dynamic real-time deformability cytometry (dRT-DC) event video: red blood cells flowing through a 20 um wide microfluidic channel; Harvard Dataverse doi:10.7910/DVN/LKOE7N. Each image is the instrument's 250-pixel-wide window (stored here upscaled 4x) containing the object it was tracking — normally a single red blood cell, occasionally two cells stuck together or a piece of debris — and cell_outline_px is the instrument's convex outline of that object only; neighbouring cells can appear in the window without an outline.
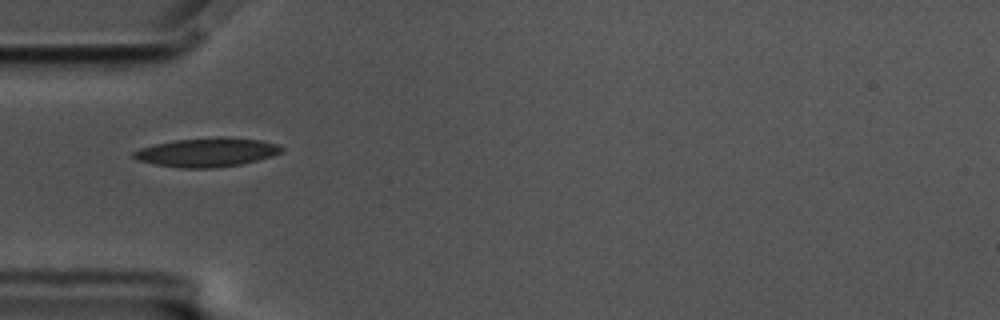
{"species": "common noctule bat (a hibernating species)", "species_latin": "Nyctalus noctula", "temperature_condition": "cold", "stored_images_in_passage": 40, "camera_frame_rate_fps": 3000, "um_per_image_px": 0.085, "animal": {"sex": "male", "body_mass_g": 17.5, "forearm_length_mm": 52.3}, "frame": {"image": 1, "passage_image": 1, "time_ms": 0.0, "image_size_px": [1000, 320], "cell_outline_px": [[284, 152], [272, 156], [240, 164], [212, 168], [180, 168], [156, 164], [136, 160], [132, 156], [132, 152], [140, 148], [156, 144], [176, 140], [220, 136], [228, 136], [260, 140], [280, 144], [284, 148]], "centroid_in_image_um": [17.63, 12.93], "position_along_channel_um": 67.4, "area_um2": 25.09}}
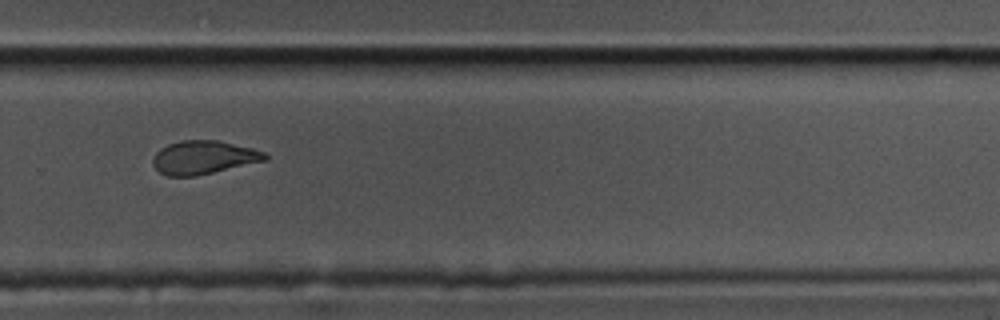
{"frame": {"image": 2, "passage_image": 22, "time_ms": 7.0, "image_size_px": [1000, 320], "cell_outline_px": [[268, 160], [196, 176], [168, 176], [160, 172], [152, 164], [152, 156], [160, 148], [168, 144], [180, 140], [216, 140], [252, 148], [264, 152], [268, 156]], "centroid_in_image_um": [17.28, 13.38], "position_along_channel_um": 312.5, "area_um2": 21.91}}
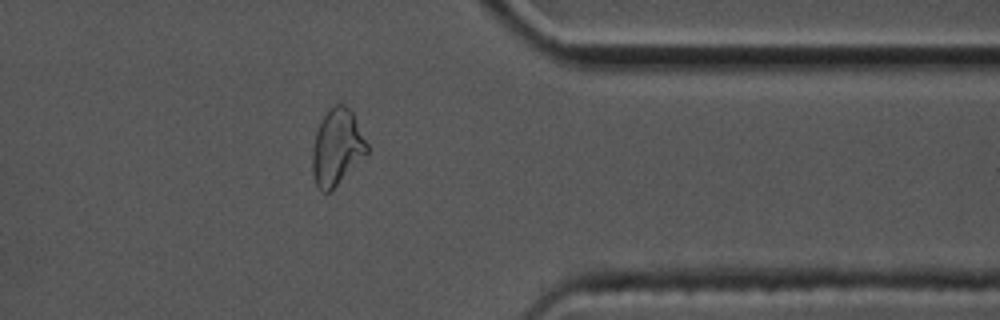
{"frame": {"image": 3, "passage_image": 29, "time_ms": 9.333, "image_size_px": [1000, 320], "cell_outline_px": [[368, 152], [328, 192], [320, 192], [316, 184], [312, 172], [312, 148], [316, 132], [324, 116], [336, 104], [344, 104], [352, 112], [368, 144]], "centroid_in_image_um": [28.62, 12.52], "position_along_channel_um": 382.8, "area_um2": 23.58}, "authors_computed_cell_mechanics": {"area_um2": 22.8888, "velocity_mm_per_s": 3.5097, "shape_relaxation_time_tau1_ms": 5.7529, "shape_relaxation_time_tau2_ms": 2.7344, "deformation_change_tau1": 0.1723, "deformation_change_tau2": 0.0936}}